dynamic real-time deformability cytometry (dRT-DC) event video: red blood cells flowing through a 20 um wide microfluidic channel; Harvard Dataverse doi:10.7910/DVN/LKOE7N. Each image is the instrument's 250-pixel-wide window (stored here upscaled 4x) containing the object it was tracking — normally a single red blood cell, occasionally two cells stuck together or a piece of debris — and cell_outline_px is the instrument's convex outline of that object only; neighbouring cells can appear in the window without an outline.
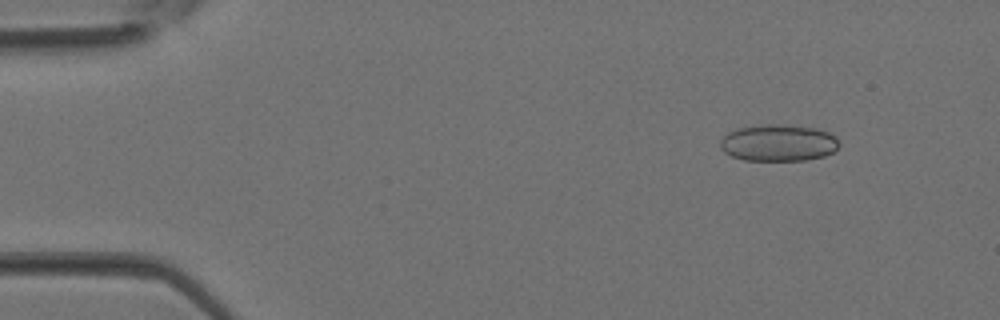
{"species": "Egyptian fruit bat (a non-hibernating species)", "species_latin": "Rousettus aegyptiacus", "temperature_condition": "room temperature", "stored_images_in_passage": 2, "camera_frame_rate_fps": 3000, "um_per_image_px": 0.085, "animal": {"sex": "female"}, "frame": {"image": 1, "passage_image": 1, "time_ms": 0.0, "image_size_px": [1000, 320], "cell_outline_px": [[840, 144], [832, 152], [824, 156], [804, 160], [744, 160], [732, 156], [724, 152], [720, 148], [720, 140], [728, 132], [736, 128], [760, 124], [784, 124], [816, 128], [828, 132], [836, 136]], "centroid_in_image_um": [66.15, 12.13], "position_along_channel_um": 18.9, "area_um2": 25.66}}